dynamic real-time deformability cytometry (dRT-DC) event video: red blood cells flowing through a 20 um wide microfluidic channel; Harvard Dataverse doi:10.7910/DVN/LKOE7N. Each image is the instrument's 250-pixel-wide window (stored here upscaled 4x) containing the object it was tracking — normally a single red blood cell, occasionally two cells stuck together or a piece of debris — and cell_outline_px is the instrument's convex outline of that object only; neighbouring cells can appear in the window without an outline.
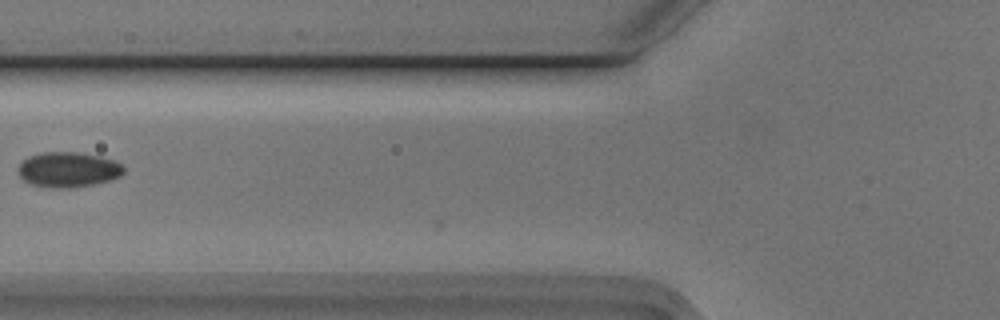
{"species": "Egyptian fruit bat (a non-hibernating species)", "species_latin": "Rousettus aegyptiacus", "temperature_condition": "cold", "stored_images_in_passage": 25, "camera_frame_rate_fps": 3000, "um_per_image_px": 0.085, "animal": {"sex": "male"}, "frame": {"image": 1, "passage_image": 3, "time_ms": 0.667, "image_size_px": [1000, 320], "cell_outline_px": [[124, 172], [120, 176], [112, 180], [72, 188], [48, 188], [32, 184], [24, 180], [20, 176], [20, 164], [28, 156], [44, 152], [76, 152], [100, 156], [112, 160], [120, 164], [124, 168]], "centroid_in_image_um": [5.81, 14.42], "position_along_channel_um": 120.0, "area_um2": 21.5}}
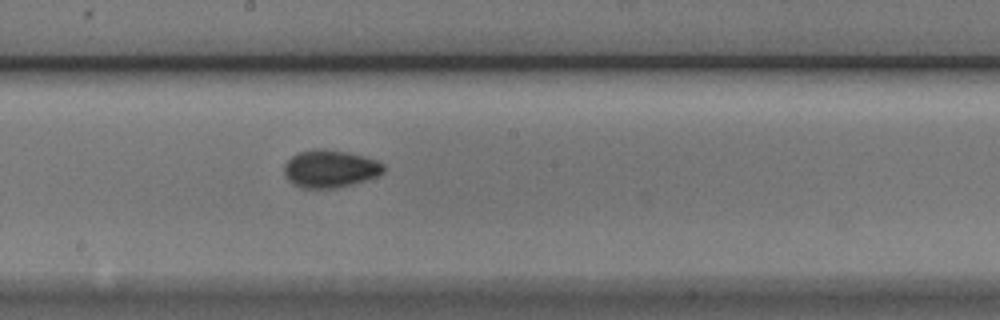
{"frame": {"image": 2, "passage_image": 11, "time_ms": 3.333, "image_size_px": [1000, 320], "cell_outline_px": [[384, 172], [376, 176], [340, 188], [304, 188], [292, 184], [284, 176], [284, 164], [292, 156], [300, 152], [316, 148], [324, 148], [348, 152], [376, 160], [384, 164]], "centroid_in_image_um": [28.03, 14.34], "position_along_channel_um": 220.2, "area_um2": 21.85}}
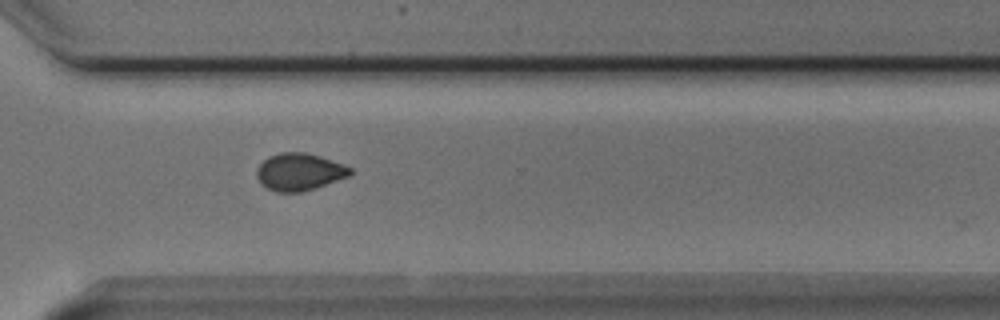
{"frame": {"image": 3, "passage_image": 21, "time_ms": 6.667, "image_size_px": [1000, 320], "cell_outline_px": [[352, 172], [348, 176], [316, 188], [300, 192], [276, 192], [260, 184], [256, 176], [256, 168], [268, 156], [280, 152], [304, 152], [320, 156], [344, 164], [352, 168]], "centroid_in_image_um": [25.42, 14.6], "position_along_channel_um": 345.2, "area_um2": 20.4}}